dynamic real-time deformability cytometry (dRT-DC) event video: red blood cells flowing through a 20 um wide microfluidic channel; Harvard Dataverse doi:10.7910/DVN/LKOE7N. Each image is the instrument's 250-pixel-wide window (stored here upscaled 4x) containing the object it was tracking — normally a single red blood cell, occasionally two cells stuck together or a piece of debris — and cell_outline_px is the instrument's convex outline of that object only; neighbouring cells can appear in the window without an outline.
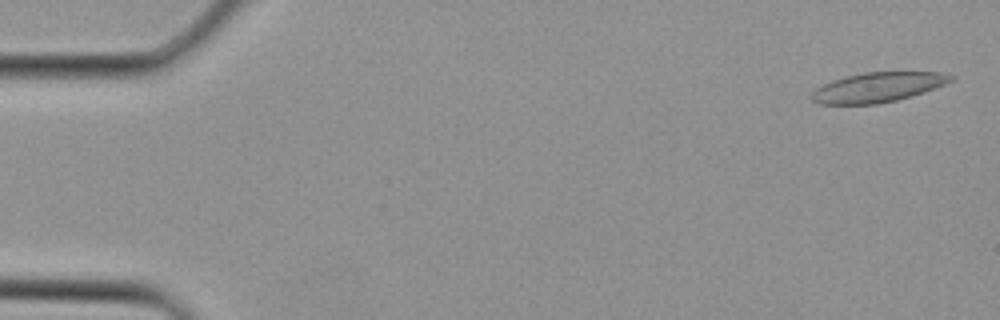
{"species": "Egyptian fruit bat (a non-hibernating species)", "species_latin": "Rousettus aegyptiacus", "temperature_condition": "cold", "stored_images_in_passage": 3, "camera_frame_rate_fps": 3000, "um_per_image_px": 0.085, "animal": {"sex": "female"}, "frame": {"image": 1, "passage_image": 1, "time_ms": 0.0, "image_size_px": [1000, 320], "cell_outline_px": [[956, 76], [952, 80], [944, 84], [924, 92], [896, 100], [876, 104], [820, 104], [812, 100], [812, 92], [816, 88], [832, 80], [864, 72], [940, 72]], "centroid_in_image_um": [74.62, 7.41], "position_along_channel_um": 10.4, "area_um2": 23.87}}
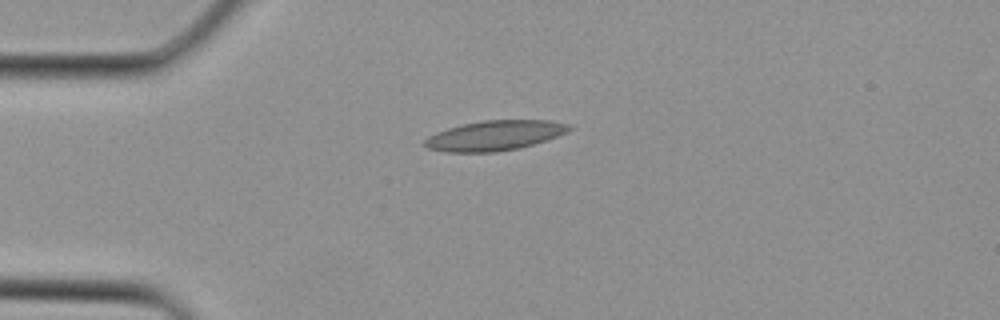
{"frame": {"image": 2, "passage_image": 3, "time_ms": 0.667, "image_size_px": [1000, 320], "cell_outline_px": [[572, 128], [556, 136], [520, 148], [496, 152], [444, 152], [428, 148], [424, 144], [424, 140], [428, 136], [436, 132], [448, 128], [464, 124], [484, 120], [548, 120], [568, 124]], "centroid_in_image_um": [42.0, 11.52], "position_along_channel_um": 43.0, "area_um2": 24.91}}